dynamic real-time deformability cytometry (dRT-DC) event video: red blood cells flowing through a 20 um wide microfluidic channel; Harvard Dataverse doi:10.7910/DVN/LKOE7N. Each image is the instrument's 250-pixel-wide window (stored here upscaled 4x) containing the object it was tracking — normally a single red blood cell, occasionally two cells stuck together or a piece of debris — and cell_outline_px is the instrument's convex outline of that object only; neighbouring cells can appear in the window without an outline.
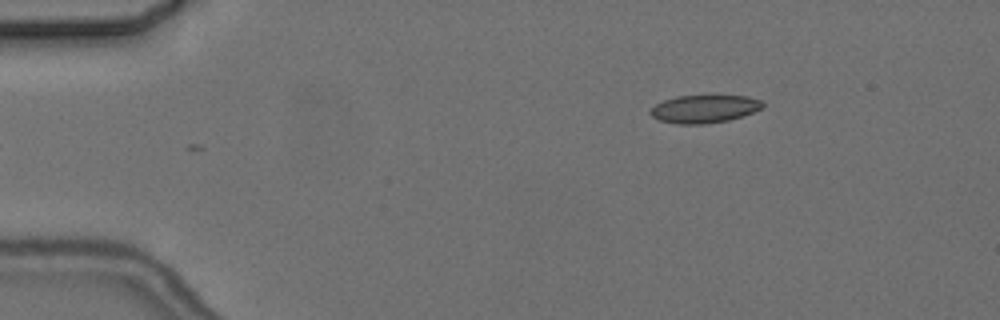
{"species": "common noctule bat (a hibernating species)", "species_latin": "Nyctalus noctula", "temperature_condition": "cold", "stored_images_in_passage": 2, "camera_frame_rate_fps": 3000, "um_per_image_px": 0.085, "animal": {"sex": "female", "body_mass_g": 24.6, "forearm_length_mm": 56.2}, "frame": {"image": 1, "passage_image": 2, "time_ms": 1.333, "image_size_px": [1000, 320], "cell_outline_px": [[764, 104], [760, 108], [752, 112], [728, 120], [704, 124], [676, 124], [660, 120], [652, 116], [648, 112], [656, 104], [664, 100], [676, 96], [748, 96], [760, 100]], "centroid_in_image_um": [59.82, 9.26], "position_along_channel_um": 25.2, "area_um2": 17.98}}